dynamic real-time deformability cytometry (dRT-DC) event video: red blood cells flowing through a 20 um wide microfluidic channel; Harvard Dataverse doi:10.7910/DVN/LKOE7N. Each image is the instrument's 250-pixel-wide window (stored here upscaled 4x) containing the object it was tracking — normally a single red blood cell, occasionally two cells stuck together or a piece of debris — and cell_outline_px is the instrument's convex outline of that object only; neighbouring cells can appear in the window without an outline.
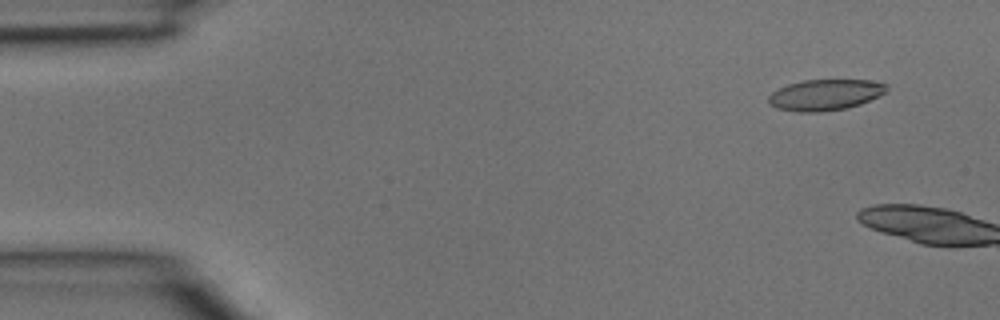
{"species": "common noctule bat (a hibernating species)", "species_latin": "Nyctalus noctula", "temperature_condition": "room temperature", "stored_images_in_passage": 5, "segment_of_instrument_passage": [2, 2], "camera_frame_rate_fps": 3000, "um_per_image_px": 0.085, "animal": {"sex": "male", "body_mass_g": 15.6}, "frame": {"image": 1, "passage_image": 5, "time_ms": 1.333, "image_size_px": [1000, 320], "cell_outline_px": [[888, 88], [880, 96], [860, 104], [848, 108], [820, 112], [796, 112], [776, 108], [768, 104], [768, 96], [772, 92], [788, 84], [804, 80], [868, 80], [888, 84]], "centroid_in_image_um": [70.13, 8.07], "position_along_channel_um": 14.9, "area_um2": 21.44}}